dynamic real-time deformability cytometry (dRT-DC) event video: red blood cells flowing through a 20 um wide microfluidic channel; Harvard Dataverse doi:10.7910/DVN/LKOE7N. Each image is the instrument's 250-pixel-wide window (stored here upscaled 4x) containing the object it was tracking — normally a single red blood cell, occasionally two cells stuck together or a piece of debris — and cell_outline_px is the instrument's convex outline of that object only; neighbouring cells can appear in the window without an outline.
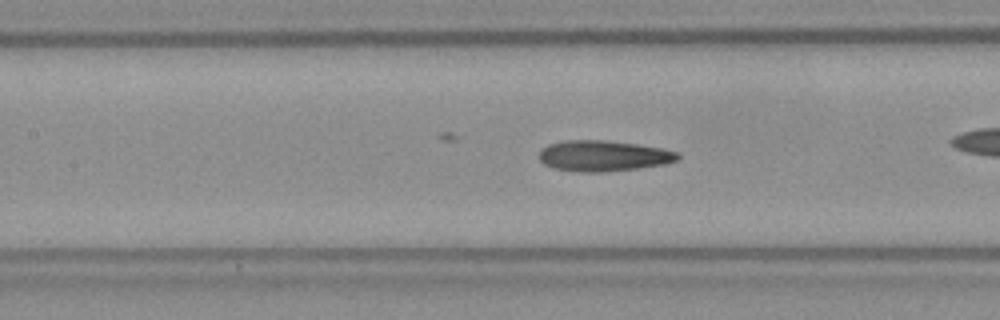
{"species": "Egyptian fruit bat (a non-hibernating species)", "species_latin": "Rousettus aegyptiacus", "temperature_condition": "room temperature", "stored_images_in_passage": 53, "camera_frame_rate_fps": 3000, "um_per_image_px": 0.085, "frame": {"image": 1, "passage_image": 23, "time_ms": 7.333, "image_size_px": [1000, 320], "cell_outline_px": [[680, 160], [664, 164], [636, 168], [604, 172], [584, 172], [552, 168], [544, 164], [540, 160], [540, 152], [548, 144], [564, 140], [604, 140], [636, 144], [660, 148], [676, 152], [680, 156]], "centroid_in_image_um": [51.28, 13.25], "position_along_channel_um": 156.1, "area_um2": 24.68}}
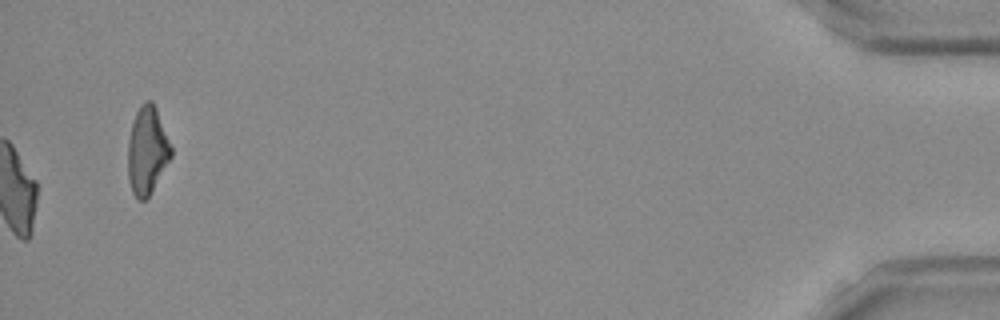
{"frame": {"image": 2, "passage_image": 53, "time_ms": 17.333, "image_size_px": [1000, 320], "cell_outline_px": [[172, 156], [148, 196], [144, 200], [140, 200], [132, 192], [128, 180], [128, 140], [132, 124], [136, 112], [140, 104], [144, 100], [152, 100], [156, 108], [172, 148]], "centroid_in_image_um": [12.5, 12.76], "position_along_channel_um": 422.7, "area_um2": 21.85}, "authors_computed_cell_mechanics": {"area_um2": 24.1604, "velocity_mm_per_s": 3.8882, "shape_relaxation_time_tau1_ms": null, "shape_relaxation_time_tau2_ms": 3.2703, "deformation_change_tau1": null, "deformation_change_tau2": 0.1313}}